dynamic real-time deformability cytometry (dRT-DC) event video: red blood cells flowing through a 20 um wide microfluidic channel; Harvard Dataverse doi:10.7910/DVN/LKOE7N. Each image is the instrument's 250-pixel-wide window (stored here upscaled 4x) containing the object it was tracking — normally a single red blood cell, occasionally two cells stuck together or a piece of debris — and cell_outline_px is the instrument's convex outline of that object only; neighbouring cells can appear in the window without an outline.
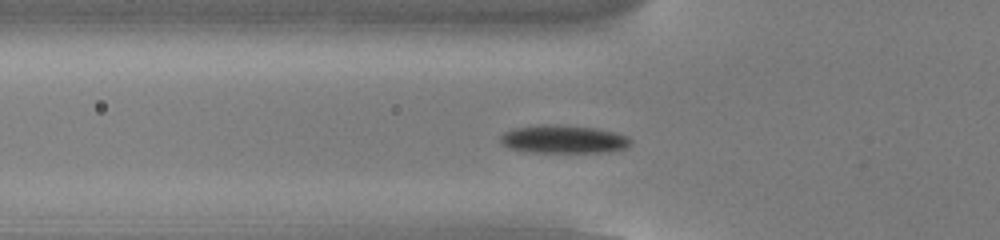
{"species": "common noctule bat (a hibernating species)", "species_latin": "Nyctalus noctula", "temperature_condition": "cold", "stored_images_in_passage": 50, "camera_frame_rate_fps": 3000, "um_per_image_px": 0.085, "animal": {"sex": "male", "body_mass_g": 13.0, "forearm_length_mm": 53.1}, "frame": {"image": 1, "passage_image": 14, "time_ms": 4.333, "image_size_px": [1000, 240], "cell_outline_px": [[632, 144], [624, 148], [608, 152], [528, 152], [508, 148], [500, 144], [500, 136], [504, 132], [512, 128], [536, 124], [556, 124], [596, 128], [616, 132], [628, 136], [632, 140]], "centroid_in_image_um": [47.87, 11.82], "position_along_channel_um": 77.9, "area_um2": 21.79}}
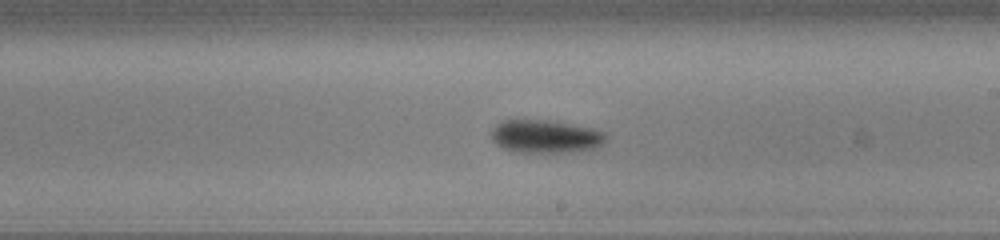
{"frame": {"image": 2, "passage_image": 27, "time_ms": 8.667, "image_size_px": [1000, 240], "cell_outline_px": [[608, 140], [596, 148], [580, 152], [512, 152], [496, 144], [492, 140], [488, 132], [500, 120], [548, 120], [592, 128], [604, 132], [608, 136]], "centroid_in_image_um": [46.36, 11.6], "position_along_channel_um": 242.6, "area_um2": 22.54}}
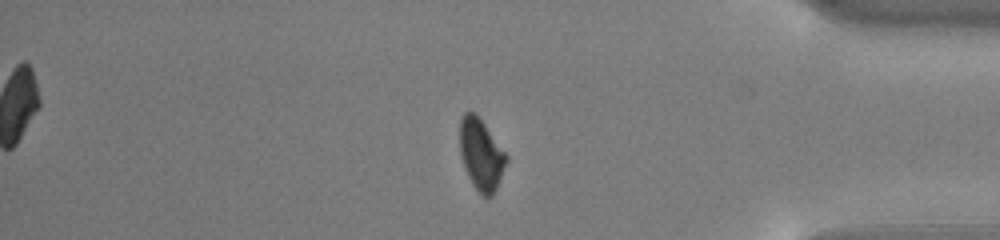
{"frame": {"image": 3, "passage_image": 41, "time_ms": 13.333, "image_size_px": [1000, 240], "cell_outline_px": [[508, 160], [496, 188], [492, 196], [484, 196], [472, 184], [464, 168], [460, 152], [460, 116], [464, 112], [476, 112], [508, 156]], "centroid_in_image_um": [40.88, 13.09], "position_along_channel_um": 394.3, "area_um2": 19.25}, "authors_computed_cell_mechanics": {"area_um2": 20.3456, "velocity_mm_per_s": 3.7953, "shape_relaxation_time_tau1_ms": 2.2246, "shape_relaxation_time_tau2_ms": null, "deformation_change_tau1": 0.0853, "deformation_change_tau2": null}}